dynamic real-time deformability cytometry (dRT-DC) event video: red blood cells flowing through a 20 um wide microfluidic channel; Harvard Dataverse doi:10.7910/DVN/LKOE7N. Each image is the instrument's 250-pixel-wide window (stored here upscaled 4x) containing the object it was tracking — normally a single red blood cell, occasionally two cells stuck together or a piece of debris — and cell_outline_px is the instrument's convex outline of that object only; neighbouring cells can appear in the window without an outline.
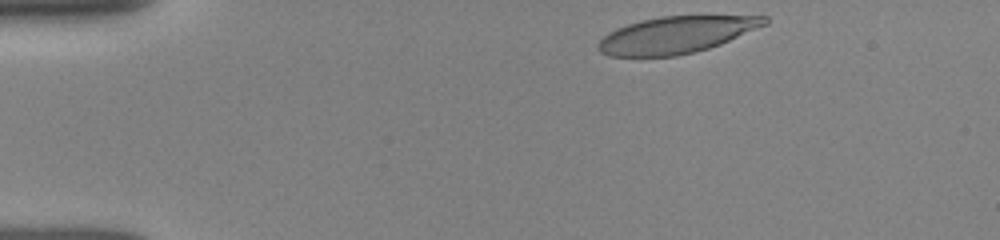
{"species": "human", "species_latin": "Homo sapiens", "temperature_condition": "room temperature", "stored_images_in_passage": 44, "camera_frame_rate_fps": 3000, "um_per_image_px": 0.085, "donor": {"sex": "female"}, "frame": {"image": 1, "passage_image": 1, "time_ms": 0.0, "image_size_px": [1000, 240], "cell_outline_px": [[768, 24], [720, 44], [696, 52], [676, 56], [608, 56], [600, 52], [596, 48], [596, 44], [608, 32], [616, 28], [640, 20], [660, 16], [768, 16]], "centroid_in_image_um": [57.45, 2.96], "position_along_channel_um": 27.6, "area_um2": 35.72}}
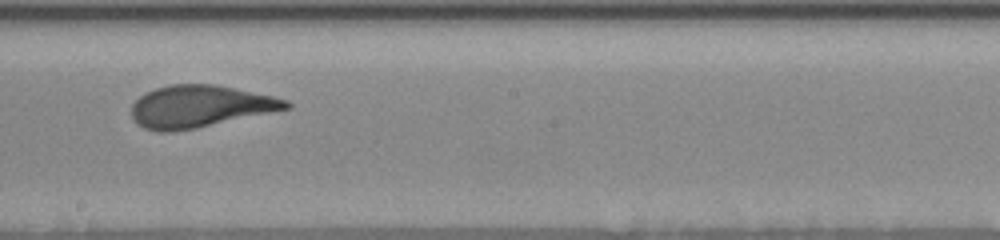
{"frame": {"image": 2, "passage_image": 22, "time_ms": 7.0, "image_size_px": [1000, 240], "cell_outline_px": [[292, 108], [196, 128], [168, 132], [156, 132], [144, 128], [136, 124], [132, 120], [132, 104], [144, 92], [168, 84], [216, 84], [272, 96], [288, 100], [292, 104]], "centroid_in_image_um": [16.97, 9.04], "position_along_channel_um": 231.2, "area_um2": 38.09}}
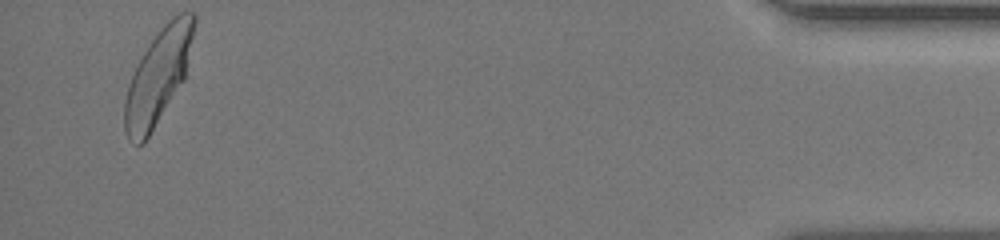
{"frame": {"image": 3, "passage_image": 42, "time_ms": 13.667, "image_size_px": [1000, 240], "cell_outline_px": [[196, 24], [184, 80], [144, 144], [136, 144], [128, 140], [124, 128], [124, 100], [128, 84], [148, 44], [160, 28], [172, 16], [180, 12], [192, 12], [196, 16]], "centroid_in_image_um": [13.44, 6.5], "position_along_channel_um": 421.8, "area_um2": 38.09}, "authors_computed_cell_mechanics": {"area_um2": 37.9746, "velocity_mm_per_s": 3.9265, "shape_relaxation_time_tau1_ms": 3.1081, "shape_relaxation_time_tau2_ms": null, "deformation_change_tau1": 0.1923, "deformation_change_tau2": null}}